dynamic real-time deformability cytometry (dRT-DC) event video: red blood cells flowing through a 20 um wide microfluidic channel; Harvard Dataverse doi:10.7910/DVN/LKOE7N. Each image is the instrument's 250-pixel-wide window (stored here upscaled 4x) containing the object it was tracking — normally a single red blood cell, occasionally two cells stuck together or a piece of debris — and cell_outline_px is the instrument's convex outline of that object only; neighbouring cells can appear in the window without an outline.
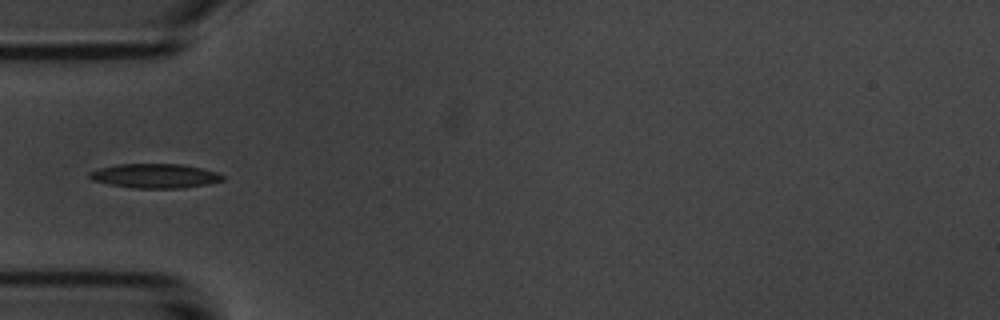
{"species": "common noctule bat (a hibernating species)", "species_latin": "Nyctalus noctula", "temperature_condition": "room temperature", "stored_images_in_passage": 5, "camera_frame_rate_fps": 3000, "um_per_image_px": 0.085, "animal": {"sex": "male", "body_mass_g": 20.1, "forearm_length_mm": 53.5}, "frame": {"image": 1, "passage_image": 5, "time_ms": 4.667, "image_size_px": [1000, 320], "cell_outline_px": [[224, 180], [208, 184], [180, 188], [132, 188], [108, 184], [92, 180], [88, 176], [88, 172], [100, 168], [120, 164], [184, 164], [216, 172], [224, 176]], "centroid_in_image_um": [13.16, 14.95], "position_along_channel_um": 71.8, "area_um2": 18.84}}